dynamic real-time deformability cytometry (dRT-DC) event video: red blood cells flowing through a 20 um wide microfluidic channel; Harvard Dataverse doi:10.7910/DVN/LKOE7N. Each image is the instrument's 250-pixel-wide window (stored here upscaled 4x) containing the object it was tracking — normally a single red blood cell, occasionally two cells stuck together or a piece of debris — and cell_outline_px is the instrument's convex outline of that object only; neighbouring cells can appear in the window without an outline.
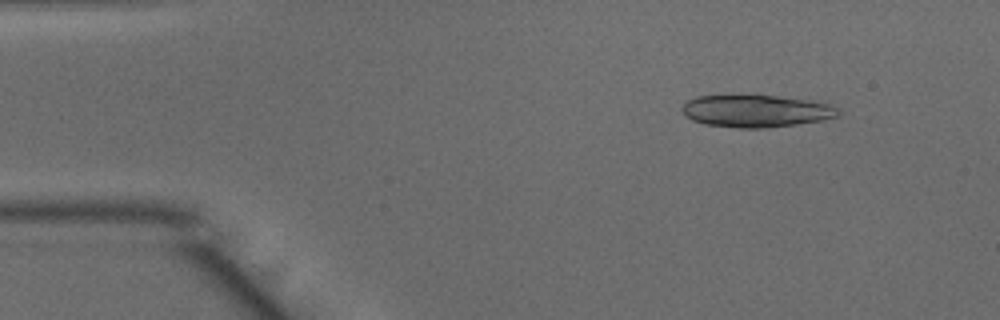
{"species": "common noctule bat (a hibernating species)", "species_latin": "Nyctalus noctula", "temperature_condition": "warm", "stored_images_in_passage": 15, "camera_frame_rate_fps": 3000, "um_per_image_px": 0.085, "animal": {"sex": "male", "body_mass_g": 15.6}, "frame": {"image": 1, "passage_image": 6, "time_ms": 1.667, "image_size_px": [1000, 320], "cell_outline_px": [[840, 112], [836, 116], [820, 120], [796, 124], [764, 128], [740, 128], [704, 124], [692, 120], [680, 108], [688, 100], [696, 96], [756, 92], [808, 100], [828, 104], [836, 108]], "centroid_in_image_um": [64.2, 9.38], "position_along_channel_um": 20.8, "area_um2": 30.11}}